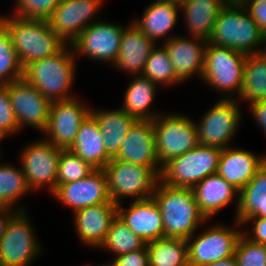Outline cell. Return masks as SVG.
<instances>
[{
    "label": "cell",
    "mask_w": 266,
    "mask_h": 266,
    "mask_svg": "<svg viewBox=\"0 0 266 266\" xmlns=\"http://www.w3.org/2000/svg\"><path fill=\"white\" fill-rule=\"evenodd\" d=\"M78 61L71 45L66 44L53 56L27 64L23 78L52 102L73 99L78 96L72 91Z\"/></svg>",
    "instance_id": "6da1fadb"
},
{
    "label": "cell",
    "mask_w": 266,
    "mask_h": 266,
    "mask_svg": "<svg viewBox=\"0 0 266 266\" xmlns=\"http://www.w3.org/2000/svg\"><path fill=\"white\" fill-rule=\"evenodd\" d=\"M152 197L161 211L164 237L187 240L207 221L192 188L169 186L159 179Z\"/></svg>",
    "instance_id": "7a4b0ae2"
},
{
    "label": "cell",
    "mask_w": 266,
    "mask_h": 266,
    "mask_svg": "<svg viewBox=\"0 0 266 266\" xmlns=\"http://www.w3.org/2000/svg\"><path fill=\"white\" fill-rule=\"evenodd\" d=\"M23 68L39 59L53 56L66 43L52 29L47 19L0 15Z\"/></svg>",
    "instance_id": "3957f363"
},
{
    "label": "cell",
    "mask_w": 266,
    "mask_h": 266,
    "mask_svg": "<svg viewBox=\"0 0 266 266\" xmlns=\"http://www.w3.org/2000/svg\"><path fill=\"white\" fill-rule=\"evenodd\" d=\"M207 41L247 55L266 51V37L242 4H226L220 10Z\"/></svg>",
    "instance_id": "277c9868"
},
{
    "label": "cell",
    "mask_w": 266,
    "mask_h": 266,
    "mask_svg": "<svg viewBox=\"0 0 266 266\" xmlns=\"http://www.w3.org/2000/svg\"><path fill=\"white\" fill-rule=\"evenodd\" d=\"M247 54L227 47L207 43L204 69L201 77L203 85L220 92L219 99L240 98L243 69Z\"/></svg>",
    "instance_id": "5b68a950"
},
{
    "label": "cell",
    "mask_w": 266,
    "mask_h": 266,
    "mask_svg": "<svg viewBox=\"0 0 266 266\" xmlns=\"http://www.w3.org/2000/svg\"><path fill=\"white\" fill-rule=\"evenodd\" d=\"M209 221L211 220L204 223L205 228L200 227L186 240L190 266H204L229 258L235 253L237 241L242 234V225L236 219L230 226L219 221L210 225Z\"/></svg>",
    "instance_id": "8992f818"
},
{
    "label": "cell",
    "mask_w": 266,
    "mask_h": 266,
    "mask_svg": "<svg viewBox=\"0 0 266 266\" xmlns=\"http://www.w3.org/2000/svg\"><path fill=\"white\" fill-rule=\"evenodd\" d=\"M111 201L118 205L151 198L160 177L147 166L137 165L112 158L103 168Z\"/></svg>",
    "instance_id": "52a82bcc"
},
{
    "label": "cell",
    "mask_w": 266,
    "mask_h": 266,
    "mask_svg": "<svg viewBox=\"0 0 266 266\" xmlns=\"http://www.w3.org/2000/svg\"><path fill=\"white\" fill-rule=\"evenodd\" d=\"M156 153L161 167L199 144L197 127L189 115L166 110L153 120Z\"/></svg>",
    "instance_id": "ba28073f"
},
{
    "label": "cell",
    "mask_w": 266,
    "mask_h": 266,
    "mask_svg": "<svg viewBox=\"0 0 266 266\" xmlns=\"http://www.w3.org/2000/svg\"><path fill=\"white\" fill-rule=\"evenodd\" d=\"M240 105L235 99H216L199 120L194 119L199 144L221 149L233 146L230 144L242 126Z\"/></svg>",
    "instance_id": "9c48e42d"
},
{
    "label": "cell",
    "mask_w": 266,
    "mask_h": 266,
    "mask_svg": "<svg viewBox=\"0 0 266 266\" xmlns=\"http://www.w3.org/2000/svg\"><path fill=\"white\" fill-rule=\"evenodd\" d=\"M221 148L198 144L192 150L168 161L160 180L173 187L193 188L209 175L217 173Z\"/></svg>",
    "instance_id": "30bf717a"
},
{
    "label": "cell",
    "mask_w": 266,
    "mask_h": 266,
    "mask_svg": "<svg viewBox=\"0 0 266 266\" xmlns=\"http://www.w3.org/2000/svg\"><path fill=\"white\" fill-rule=\"evenodd\" d=\"M30 219L28 211H18L8 222L0 241V266H31L45 251Z\"/></svg>",
    "instance_id": "8fae6325"
},
{
    "label": "cell",
    "mask_w": 266,
    "mask_h": 266,
    "mask_svg": "<svg viewBox=\"0 0 266 266\" xmlns=\"http://www.w3.org/2000/svg\"><path fill=\"white\" fill-rule=\"evenodd\" d=\"M20 150L22 151L19 153V164L31 192L35 193L43 189V192H48L49 196L52 195L57 187L61 149L41 137L27 142Z\"/></svg>",
    "instance_id": "7c38bea8"
},
{
    "label": "cell",
    "mask_w": 266,
    "mask_h": 266,
    "mask_svg": "<svg viewBox=\"0 0 266 266\" xmlns=\"http://www.w3.org/2000/svg\"><path fill=\"white\" fill-rule=\"evenodd\" d=\"M119 22H106L101 19L92 23L83 30L80 35L70 44L75 58L93 60L111 66L114 64L118 52L124 27Z\"/></svg>",
    "instance_id": "4fadbf2b"
},
{
    "label": "cell",
    "mask_w": 266,
    "mask_h": 266,
    "mask_svg": "<svg viewBox=\"0 0 266 266\" xmlns=\"http://www.w3.org/2000/svg\"><path fill=\"white\" fill-rule=\"evenodd\" d=\"M82 96L69 100L53 101L48 125L43 132L45 140L60 149H69L83 121L90 115L89 106Z\"/></svg>",
    "instance_id": "5bb4252c"
},
{
    "label": "cell",
    "mask_w": 266,
    "mask_h": 266,
    "mask_svg": "<svg viewBox=\"0 0 266 266\" xmlns=\"http://www.w3.org/2000/svg\"><path fill=\"white\" fill-rule=\"evenodd\" d=\"M105 0H60L47 19L51 29L68 45L92 23L101 20Z\"/></svg>",
    "instance_id": "9a60e30c"
},
{
    "label": "cell",
    "mask_w": 266,
    "mask_h": 266,
    "mask_svg": "<svg viewBox=\"0 0 266 266\" xmlns=\"http://www.w3.org/2000/svg\"><path fill=\"white\" fill-rule=\"evenodd\" d=\"M5 86L9 90L10 101L20 131L31 127L42 134L48 125L52 101L44 97L24 78Z\"/></svg>",
    "instance_id": "2e32d148"
},
{
    "label": "cell",
    "mask_w": 266,
    "mask_h": 266,
    "mask_svg": "<svg viewBox=\"0 0 266 266\" xmlns=\"http://www.w3.org/2000/svg\"><path fill=\"white\" fill-rule=\"evenodd\" d=\"M51 196L72 213L111 201L104 169H95L81 180L58 185Z\"/></svg>",
    "instance_id": "e0dca14e"
},
{
    "label": "cell",
    "mask_w": 266,
    "mask_h": 266,
    "mask_svg": "<svg viewBox=\"0 0 266 266\" xmlns=\"http://www.w3.org/2000/svg\"><path fill=\"white\" fill-rule=\"evenodd\" d=\"M176 35L162 43L173 64L176 78L183 84L201 77L204 69L205 49L208 41L198 37Z\"/></svg>",
    "instance_id": "ac0fdd59"
},
{
    "label": "cell",
    "mask_w": 266,
    "mask_h": 266,
    "mask_svg": "<svg viewBox=\"0 0 266 266\" xmlns=\"http://www.w3.org/2000/svg\"><path fill=\"white\" fill-rule=\"evenodd\" d=\"M115 159L150 167L160 177L162 167L156 153L153 121L135 120L125 137V142L120 144Z\"/></svg>",
    "instance_id": "d6986e66"
},
{
    "label": "cell",
    "mask_w": 266,
    "mask_h": 266,
    "mask_svg": "<svg viewBox=\"0 0 266 266\" xmlns=\"http://www.w3.org/2000/svg\"><path fill=\"white\" fill-rule=\"evenodd\" d=\"M117 217V205L112 201L89 206L73 213L77 239L84 247L99 249L104 243L111 222Z\"/></svg>",
    "instance_id": "ffe728a7"
},
{
    "label": "cell",
    "mask_w": 266,
    "mask_h": 266,
    "mask_svg": "<svg viewBox=\"0 0 266 266\" xmlns=\"http://www.w3.org/2000/svg\"><path fill=\"white\" fill-rule=\"evenodd\" d=\"M127 207V208H126ZM117 205V216L145 243L164 237L161 211L153 197Z\"/></svg>",
    "instance_id": "44dd1931"
},
{
    "label": "cell",
    "mask_w": 266,
    "mask_h": 266,
    "mask_svg": "<svg viewBox=\"0 0 266 266\" xmlns=\"http://www.w3.org/2000/svg\"><path fill=\"white\" fill-rule=\"evenodd\" d=\"M265 162L266 153L230 146L221 151L217 174L240 192Z\"/></svg>",
    "instance_id": "7402d4cb"
},
{
    "label": "cell",
    "mask_w": 266,
    "mask_h": 266,
    "mask_svg": "<svg viewBox=\"0 0 266 266\" xmlns=\"http://www.w3.org/2000/svg\"><path fill=\"white\" fill-rule=\"evenodd\" d=\"M157 43L149 39L132 21L124 27L118 56L111 66L126 75H142L145 62Z\"/></svg>",
    "instance_id": "603a6c76"
},
{
    "label": "cell",
    "mask_w": 266,
    "mask_h": 266,
    "mask_svg": "<svg viewBox=\"0 0 266 266\" xmlns=\"http://www.w3.org/2000/svg\"><path fill=\"white\" fill-rule=\"evenodd\" d=\"M192 189L198 208L207 220H212L233 202L236 203L234 211L236 215L239 207V191L217 173L207 176Z\"/></svg>",
    "instance_id": "cb8c5ba5"
},
{
    "label": "cell",
    "mask_w": 266,
    "mask_h": 266,
    "mask_svg": "<svg viewBox=\"0 0 266 266\" xmlns=\"http://www.w3.org/2000/svg\"><path fill=\"white\" fill-rule=\"evenodd\" d=\"M180 16V5L152 0L144 8L142 16L136 17L131 21L149 38L155 42L164 43L170 40L173 35V29L178 25ZM163 41L161 42V40Z\"/></svg>",
    "instance_id": "d4e9b609"
},
{
    "label": "cell",
    "mask_w": 266,
    "mask_h": 266,
    "mask_svg": "<svg viewBox=\"0 0 266 266\" xmlns=\"http://www.w3.org/2000/svg\"><path fill=\"white\" fill-rule=\"evenodd\" d=\"M226 4V0H184L180 5V16L188 36L208 40L219 12Z\"/></svg>",
    "instance_id": "484cf974"
},
{
    "label": "cell",
    "mask_w": 266,
    "mask_h": 266,
    "mask_svg": "<svg viewBox=\"0 0 266 266\" xmlns=\"http://www.w3.org/2000/svg\"><path fill=\"white\" fill-rule=\"evenodd\" d=\"M132 78L124 93L123 103L120 108L133 116L136 120L153 121L164 111H156L152 106L159 91L158 85L143 75L129 76Z\"/></svg>",
    "instance_id": "4316f807"
},
{
    "label": "cell",
    "mask_w": 266,
    "mask_h": 266,
    "mask_svg": "<svg viewBox=\"0 0 266 266\" xmlns=\"http://www.w3.org/2000/svg\"><path fill=\"white\" fill-rule=\"evenodd\" d=\"M90 114L97 121L107 154L115 158L119 153L120 144L125 142V137L136 119L120 107L115 109L91 107Z\"/></svg>",
    "instance_id": "83f0119b"
},
{
    "label": "cell",
    "mask_w": 266,
    "mask_h": 266,
    "mask_svg": "<svg viewBox=\"0 0 266 266\" xmlns=\"http://www.w3.org/2000/svg\"><path fill=\"white\" fill-rule=\"evenodd\" d=\"M95 169H103L112 159L104 146L97 121L90 114L81 124L73 145L69 148Z\"/></svg>",
    "instance_id": "f1b7e54d"
},
{
    "label": "cell",
    "mask_w": 266,
    "mask_h": 266,
    "mask_svg": "<svg viewBox=\"0 0 266 266\" xmlns=\"http://www.w3.org/2000/svg\"><path fill=\"white\" fill-rule=\"evenodd\" d=\"M233 217L240 224L249 217L266 218V162L239 192V207Z\"/></svg>",
    "instance_id": "f546056e"
},
{
    "label": "cell",
    "mask_w": 266,
    "mask_h": 266,
    "mask_svg": "<svg viewBox=\"0 0 266 266\" xmlns=\"http://www.w3.org/2000/svg\"><path fill=\"white\" fill-rule=\"evenodd\" d=\"M264 100H266V51L247 55L238 99L241 104Z\"/></svg>",
    "instance_id": "4dcf8cb0"
},
{
    "label": "cell",
    "mask_w": 266,
    "mask_h": 266,
    "mask_svg": "<svg viewBox=\"0 0 266 266\" xmlns=\"http://www.w3.org/2000/svg\"><path fill=\"white\" fill-rule=\"evenodd\" d=\"M0 162V207H10L17 211H28L24 204L17 205L23 196L31 193L21 164L13 165L12 162Z\"/></svg>",
    "instance_id": "1f68e13d"
},
{
    "label": "cell",
    "mask_w": 266,
    "mask_h": 266,
    "mask_svg": "<svg viewBox=\"0 0 266 266\" xmlns=\"http://www.w3.org/2000/svg\"><path fill=\"white\" fill-rule=\"evenodd\" d=\"M149 266H188V243L185 239L163 237L146 243Z\"/></svg>",
    "instance_id": "d6a6232c"
},
{
    "label": "cell",
    "mask_w": 266,
    "mask_h": 266,
    "mask_svg": "<svg viewBox=\"0 0 266 266\" xmlns=\"http://www.w3.org/2000/svg\"><path fill=\"white\" fill-rule=\"evenodd\" d=\"M146 243L117 216L110 225L106 239L98 250L110 252L114 257L144 248Z\"/></svg>",
    "instance_id": "836d02e7"
},
{
    "label": "cell",
    "mask_w": 266,
    "mask_h": 266,
    "mask_svg": "<svg viewBox=\"0 0 266 266\" xmlns=\"http://www.w3.org/2000/svg\"><path fill=\"white\" fill-rule=\"evenodd\" d=\"M142 75L160 87H176L182 84L177 78L173 64L163 44H157L145 62ZM167 86V87H166Z\"/></svg>",
    "instance_id": "e575fe53"
},
{
    "label": "cell",
    "mask_w": 266,
    "mask_h": 266,
    "mask_svg": "<svg viewBox=\"0 0 266 266\" xmlns=\"http://www.w3.org/2000/svg\"><path fill=\"white\" fill-rule=\"evenodd\" d=\"M21 78H23V66L7 29L0 23V85H6Z\"/></svg>",
    "instance_id": "d590c367"
},
{
    "label": "cell",
    "mask_w": 266,
    "mask_h": 266,
    "mask_svg": "<svg viewBox=\"0 0 266 266\" xmlns=\"http://www.w3.org/2000/svg\"><path fill=\"white\" fill-rule=\"evenodd\" d=\"M94 170L95 168L93 166L77 156L71 150L61 149L57 172V186L81 180Z\"/></svg>",
    "instance_id": "8d00e7d4"
},
{
    "label": "cell",
    "mask_w": 266,
    "mask_h": 266,
    "mask_svg": "<svg viewBox=\"0 0 266 266\" xmlns=\"http://www.w3.org/2000/svg\"><path fill=\"white\" fill-rule=\"evenodd\" d=\"M237 266H266V245L240 235L234 253Z\"/></svg>",
    "instance_id": "74e56055"
},
{
    "label": "cell",
    "mask_w": 266,
    "mask_h": 266,
    "mask_svg": "<svg viewBox=\"0 0 266 266\" xmlns=\"http://www.w3.org/2000/svg\"><path fill=\"white\" fill-rule=\"evenodd\" d=\"M60 0H14L10 14L23 18L48 19Z\"/></svg>",
    "instance_id": "f35d334b"
},
{
    "label": "cell",
    "mask_w": 266,
    "mask_h": 266,
    "mask_svg": "<svg viewBox=\"0 0 266 266\" xmlns=\"http://www.w3.org/2000/svg\"><path fill=\"white\" fill-rule=\"evenodd\" d=\"M15 113L10 101L9 90L5 85H0V140L19 134Z\"/></svg>",
    "instance_id": "ab89813d"
},
{
    "label": "cell",
    "mask_w": 266,
    "mask_h": 266,
    "mask_svg": "<svg viewBox=\"0 0 266 266\" xmlns=\"http://www.w3.org/2000/svg\"><path fill=\"white\" fill-rule=\"evenodd\" d=\"M247 224V225H246ZM252 225V228L248 225ZM242 227L246 226L250 229V233L248 232V228L245 231V228H242V234L251 240L252 242L266 245V218L262 217H249L246 218L242 223Z\"/></svg>",
    "instance_id": "60d3db41"
},
{
    "label": "cell",
    "mask_w": 266,
    "mask_h": 266,
    "mask_svg": "<svg viewBox=\"0 0 266 266\" xmlns=\"http://www.w3.org/2000/svg\"><path fill=\"white\" fill-rule=\"evenodd\" d=\"M107 263L109 266H149V252L147 246L140 250L114 257Z\"/></svg>",
    "instance_id": "b9f144b4"
},
{
    "label": "cell",
    "mask_w": 266,
    "mask_h": 266,
    "mask_svg": "<svg viewBox=\"0 0 266 266\" xmlns=\"http://www.w3.org/2000/svg\"><path fill=\"white\" fill-rule=\"evenodd\" d=\"M242 6L259 25L260 31L266 37V0H246Z\"/></svg>",
    "instance_id": "7bdbcfd3"
},
{
    "label": "cell",
    "mask_w": 266,
    "mask_h": 266,
    "mask_svg": "<svg viewBox=\"0 0 266 266\" xmlns=\"http://www.w3.org/2000/svg\"><path fill=\"white\" fill-rule=\"evenodd\" d=\"M248 106L247 108H250L248 114L250 113L253 121L255 120L260 131L266 136V100L248 103Z\"/></svg>",
    "instance_id": "ee69618b"
},
{
    "label": "cell",
    "mask_w": 266,
    "mask_h": 266,
    "mask_svg": "<svg viewBox=\"0 0 266 266\" xmlns=\"http://www.w3.org/2000/svg\"><path fill=\"white\" fill-rule=\"evenodd\" d=\"M18 211L10 207H0V241L4 235L8 222Z\"/></svg>",
    "instance_id": "f6af8a7d"
},
{
    "label": "cell",
    "mask_w": 266,
    "mask_h": 266,
    "mask_svg": "<svg viewBox=\"0 0 266 266\" xmlns=\"http://www.w3.org/2000/svg\"><path fill=\"white\" fill-rule=\"evenodd\" d=\"M204 266H237V263H236L235 256L233 255L229 258L219 260L217 262L210 263Z\"/></svg>",
    "instance_id": "bcb514c9"
},
{
    "label": "cell",
    "mask_w": 266,
    "mask_h": 266,
    "mask_svg": "<svg viewBox=\"0 0 266 266\" xmlns=\"http://www.w3.org/2000/svg\"><path fill=\"white\" fill-rule=\"evenodd\" d=\"M227 4H243L246 0H226Z\"/></svg>",
    "instance_id": "7dc6e473"
},
{
    "label": "cell",
    "mask_w": 266,
    "mask_h": 266,
    "mask_svg": "<svg viewBox=\"0 0 266 266\" xmlns=\"http://www.w3.org/2000/svg\"><path fill=\"white\" fill-rule=\"evenodd\" d=\"M159 1L171 2V3H175V4H178V5H181L184 0H159Z\"/></svg>",
    "instance_id": "c3c4849f"
},
{
    "label": "cell",
    "mask_w": 266,
    "mask_h": 266,
    "mask_svg": "<svg viewBox=\"0 0 266 266\" xmlns=\"http://www.w3.org/2000/svg\"><path fill=\"white\" fill-rule=\"evenodd\" d=\"M84 266H94L93 263H86L84 264ZM97 266V265H95ZM98 266H109V264L107 262H104L103 264H98Z\"/></svg>",
    "instance_id": "681fc988"
},
{
    "label": "cell",
    "mask_w": 266,
    "mask_h": 266,
    "mask_svg": "<svg viewBox=\"0 0 266 266\" xmlns=\"http://www.w3.org/2000/svg\"><path fill=\"white\" fill-rule=\"evenodd\" d=\"M1 141H4V140H0V143H2ZM0 145H1V144H0ZM1 153H2V150H1V148H0V160H1V158H2Z\"/></svg>",
    "instance_id": "f907efd6"
}]
</instances>
